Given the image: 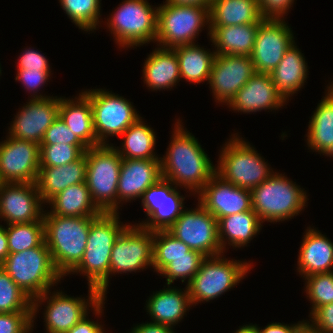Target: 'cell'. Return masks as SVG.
<instances>
[{"label": "cell", "mask_w": 333, "mask_h": 333, "mask_svg": "<svg viewBox=\"0 0 333 333\" xmlns=\"http://www.w3.org/2000/svg\"><path fill=\"white\" fill-rule=\"evenodd\" d=\"M176 120L166 155L160 157L161 177L196 195L215 174L216 166L197 138Z\"/></svg>", "instance_id": "1"}, {"label": "cell", "mask_w": 333, "mask_h": 333, "mask_svg": "<svg viewBox=\"0 0 333 333\" xmlns=\"http://www.w3.org/2000/svg\"><path fill=\"white\" fill-rule=\"evenodd\" d=\"M118 213L103 212L90 225L86 248L80 263L69 273L85 275L88 286L96 288L106 298L109 287L112 247L129 225L120 222Z\"/></svg>", "instance_id": "2"}, {"label": "cell", "mask_w": 333, "mask_h": 333, "mask_svg": "<svg viewBox=\"0 0 333 333\" xmlns=\"http://www.w3.org/2000/svg\"><path fill=\"white\" fill-rule=\"evenodd\" d=\"M96 218L43 216L45 243L51 252L54 266L62 277L69 275L80 263L90 225Z\"/></svg>", "instance_id": "3"}, {"label": "cell", "mask_w": 333, "mask_h": 333, "mask_svg": "<svg viewBox=\"0 0 333 333\" xmlns=\"http://www.w3.org/2000/svg\"><path fill=\"white\" fill-rule=\"evenodd\" d=\"M295 183L283 174L274 172L251 190L252 210L262 223L289 220L304 210L308 196L306 190Z\"/></svg>", "instance_id": "4"}, {"label": "cell", "mask_w": 333, "mask_h": 333, "mask_svg": "<svg viewBox=\"0 0 333 333\" xmlns=\"http://www.w3.org/2000/svg\"><path fill=\"white\" fill-rule=\"evenodd\" d=\"M88 289V299L70 297L58 290L51 293L50 289L34 298L32 300V328H34V320L39 312V307L45 302L47 303L43 317L47 333H67L88 315L89 307H91V312L93 310V314L99 318L104 310L105 298L96 288L88 286Z\"/></svg>", "instance_id": "5"}, {"label": "cell", "mask_w": 333, "mask_h": 333, "mask_svg": "<svg viewBox=\"0 0 333 333\" xmlns=\"http://www.w3.org/2000/svg\"><path fill=\"white\" fill-rule=\"evenodd\" d=\"M0 267L32 300L63 279L45 241L38 247L9 254Z\"/></svg>", "instance_id": "6"}, {"label": "cell", "mask_w": 333, "mask_h": 333, "mask_svg": "<svg viewBox=\"0 0 333 333\" xmlns=\"http://www.w3.org/2000/svg\"><path fill=\"white\" fill-rule=\"evenodd\" d=\"M236 134L221 147L215 173L237 187L252 190L274 171L249 142Z\"/></svg>", "instance_id": "7"}, {"label": "cell", "mask_w": 333, "mask_h": 333, "mask_svg": "<svg viewBox=\"0 0 333 333\" xmlns=\"http://www.w3.org/2000/svg\"><path fill=\"white\" fill-rule=\"evenodd\" d=\"M86 184L92 201L105 213H117V188L122 158L111 144L86 151Z\"/></svg>", "instance_id": "8"}, {"label": "cell", "mask_w": 333, "mask_h": 333, "mask_svg": "<svg viewBox=\"0 0 333 333\" xmlns=\"http://www.w3.org/2000/svg\"><path fill=\"white\" fill-rule=\"evenodd\" d=\"M157 12L158 7L154 8L147 0H124L105 24L119 47L136 48L155 43Z\"/></svg>", "instance_id": "9"}, {"label": "cell", "mask_w": 333, "mask_h": 333, "mask_svg": "<svg viewBox=\"0 0 333 333\" xmlns=\"http://www.w3.org/2000/svg\"><path fill=\"white\" fill-rule=\"evenodd\" d=\"M251 264L247 261L229 260L222 255L206 257L198 272L186 285L192 305L214 300L234 288L252 269Z\"/></svg>", "instance_id": "10"}, {"label": "cell", "mask_w": 333, "mask_h": 333, "mask_svg": "<svg viewBox=\"0 0 333 333\" xmlns=\"http://www.w3.org/2000/svg\"><path fill=\"white\" fill-rule=\"evenodd\" d=\"M206 25L209 30L208 8L163 2L158 6L155 42L165 49L194 44Z\"/></svg>", "instance_id": "11"}, {"label": "cell", "mask_w": 333, "mask_h": 333, "mask_svg": "<svg viewBox=\"0 0 333 333\" xmlns=\"http://www.w3.org/2000/svg\"><path fill=\"white\" fill-rule=\"evenodd\" d=\"M82 93L90 100L94 131L100 144H109L107 138L120 136L141 117L129 100L112 91L99 88Z\"/></svg>", "instance_id": "12"}, {"label": "cell", "mask_w": 333, "mask_h": 333, "mask_svg": "<svg viewBox=\"0 0 333 333\" xmlns=\"http://www.w3.org/2000/svg\"><path fill=\"white\" fill-rule=\"evenodd\" d=\"M167 231L205 257L224 254L218 237V221L199 202L195 209H184Z\"/></svg>", "instance_id": "13"}, {"label": "cell", "mask_w": 333, "mask_h": 333, "mask_svg": "<svg viewBox=\"0 0 333 333\" xmlns=\"http://www.w3.org/2000/svg\"><path fill=\"white\" fill-rule=\"evenodd\" d=\"M153 267V231L129 224L116 239L110 258V275Z\"/></svg>", "instance_id": "14"}, {"label": "cell", "mask_w": 333, "mask_h": 333, "mask_svg": "<svg viewBox=\"0 0 333 333\" xmlns=\"http://www.w3.org/2000/svg\"><path fill=\"white\" fill-rule=\"evenodd\" d=\"M171 181L159 179L141 196L147 219L135 225L150 231L168 230L184 210L185 197Z\"/></svg>", "instance_id": "15"}, {"label": "cell", "mask_w": 333, "mask_h": 333, "mask_svg": "<svg viewBox=\"0 0 333 333\" xmlns=\"http://www.w3.org/2000/svg\"><path fill=\"white\" fill-rule=\"evenodd\" d=\"M40 145L9 135L0 142V183H36Z\"/></svg>", "instance_id": "16"}, {"label": "cell", "mask_w": 333, "mask_h": 333, "mask_svg": "<svg viewBox=\"0 0 333 333\" xmlns=\"http://www.w3.org/2000/svg\"><path fill=\"white\" fill-rule=\"evenodd\" d=\"M294 42L293 32L284 19L264 18L251 54L256 73H271Z\"/></svg>", "instance_id": "17"}, {"label": "cell", "mask_w": 333, "mask_h": 333, "mask_svg": "<svg viewBox=\"0 0 333 333\" xmlns=\"http://www.w3.org/2000/svg\"><path fill=\"white\" fill-rule=\"evenodd\" d=\"M255 73L251 56L216 54L208 81L215 101L229 105Z\"/></svg>", "instance_id": "18"}, {"label": "cell", "mask_w": 333, "mask_h": 333, "mask_svg": "<svg viewBox=\"0 0 333 333\" xmlns=\"http://www.w3.org/2000/svg\"><path fill=\"white\" fill-rule=\"evenodd\" d=\"M44 204L36 183H0V218L7 225L43 221Z\"/></svg>", "instance_id": "19"}, {"label": "cell", "mask_w": 333, "mask_h": 333, "mask_svg": "<svg viewBox=\"0 0 333 333\" xmlns=\"http://www.w3.org/2000/svg\"><path fill=\"white\" fill-rule=\"evenodd\" d=\"M11 121L8 134L40 145L45 131L59 117L60 97L30 99Z\"/></svg>", "instance_id": "20"}, {"label": "cell", "mask_w": 333, "mask_h": 333, "mask_svg": "<svg viewBox=\"0 0 333 333\" xmlns=\"http://www.w3.org/2000/svg\"><path fill=\"white\" fill-rule=\"evenodd\" d=\"M198 202L217 221L225 216L252 210L251 190L235 186L216 173L198 193Z\"/></svg>", "instance_id": "21"}, {"label": "cell", "mask_w": 333, "mask_h": 333, "mask_svg": "<svg viewBox=\"0 0 333 333\" xmlns=\"http://www.w3.org/2000/svg\"><path fill=\"white\" fill-rule=\"evenodd\" d=\"M161 178L160 159H122L117 188V213L122 201L141 198Z\"/></svg>", "instance_id": "22"}, {"label": "cell", "mask_w": 333, "mask_h": 333, "mask_svg": "<svg viewBox=\"0 0 333 333\" xmlns=\"http://www.w3.org/2000/svg\"><path fill=\"white\" fill-rule=\"evenodd\" d=\"M287 101L278 92L270 73H255L237 92L228 108L233 111L255 113L261 110H278Z\"/></svg>", "instance_id": "23"}, {"label": "cell", "mask_w": 333, "mask_h": 333, "mask_svg": "<svg viewBox=\"0 0 333 333\" xmlns=\"http://www.w3.org/2000/svg\"><path fill=\"white\" fill-rule=\"evenodd\" d=\"M299 249L297 272L303 278L333 272V242L320 231L307 227Z\"/></svg>", "instance_id": "24"}, {"label": "cell", "mask_w": 333, "mask_h": 333, "mask_svg": "<svg viewBox=\"0 0 333 333\" xmlns=\"http://www.w3.org/2000/svg\"><path fill=\"white\" fill-rule=\"evenodd\" d=\"M167 286L153 293L145 307L153 323L174 327L184 318L192 303L187 286L184 291Z\"/></svg>", "instance_id": "25"}, {"label": "cell", "mask_w": 333, "mask_h": 333, "mask_svg": "<svg viewBox=\"0 0 333 333\" xmlns=\"http://www.w3.org/2000/svg\"><path fill=\"white\" fill-rule=\"evenodd\" d=\"M86 152L76 161L57 167H40L36 181L44 203L67 187L86 181Z\"/></svg>", "instance_id": "26"}, {"label": "cell", "mask_w": 333, "mask_h": 333, "mask_svg": "<svg viewBox=\"0 0 333 333\" xmlns=\"http://www.w3.org/2000/svg\"><path fill=\"white\" fill-rule=\"evenodd\" d=\"M333 82V81H332ZM329 84L325 96L317 105L309 120L308 148L320 155L333 158V83ZM328 91V92H327Z\"/></svg>", "instance_id": "27"}, {"label": "cell", "mask_w": 333, "mask_h": 333, "mask_svg": "<svg viewBox=\"0 0 333 333\" xmlns=\"http://www.w3.org/2000/svg\"><path fill=\"white\" fill-rule=\"evenodd\" d=\"M59 117L88 148L101 145L94 131L90 100L82 91L75 99L60 97Z\"/></svg>", "instance_id": "28"}, {"label": "cell", "mask_w": 333, "mask_h": 333, "mask_svg": "<svg viewBox=\"0 0 333 333\" xmlns=\"http://www.w3.org/2000/svg\"><path fill=\"white\" fill-rule=\"evenodd\" d=\"M143 78L153 91L176 87L181 80L176 52L159 46L155 48L144 62Z\"/></svg>", "instance_id": "29"}, {"label": "cell", "mask_w": 333, "mask_h": 333, "mask_svg": "<svg viewBox=\"0 0 333 333\" xmlns=\"http://www.w3.org/2000/svg\"><path fill=\"white\" fill-rule=\"evenodd\" d=\"M260 22L255 24L209 27L208 35L218 55L251 56L256 32Z\"/></svg>", "instance_id": "30"}, {"label": "cell", "mask_w": 333, "mask_h": 333, "mask_svg": "<svg viewBox=\"0 0 333 333\" xmlns=\"http://www.w3.org/2000/svg\"><path fill=\"white\" fill-rule=\"evenodd\" d=\"M307 67L304 55L294 42L270 73L276 89L286 101L304 86L308 77Z\"/></svg>", "instance_id": "31"}, {"label": "cell", "mask_w": 333, "mask_h": 333, "mask_svg": "<svg viewBox=\"0 0 333 333\" xmlns=\"http://www.w3.org/2000/svg\"><path fill=\"white\" fill-rule=\"evenodd\" d=\"M47 203L51 208L44 215L98 217L103 213L92 201L86 182L67 187Z\"/></svg>", "instance_id": "32"}, {"label": "cell", "mask_w": 333, "mask_h": 333, "mask_svg": "<svg viewBox=\"0 0 333 333\" xmlns=\"http://www.w3.org/2000/svg\"><path fill=\"white\" fill-rule=\"evenodd\" d=\"M261 228L262 221L253 210L220 218L218 220V237L222 251L226 250V244L233 248L247 246Z\"/></svg>", "instance_id": "33"}, {"label": "cell", "mask_w": 333, "mask_h": 333, "mask_svg": "<svg viewBox=\"0 0 333 333\" xmlns=\"http://www.w3.org/2000/svg\"><path fill=\"white\" fill-rule=\"evenodd\" d=\"M209 27L255 24L264 18L258 0H212Z\"/></svg>", "instance_id": "34"}, {"label": "cell", "mask_w": 333, "mask_h": 333, "mask_svg": "<svg viewBox=\"0 0 333 333\" xmlns=\"http://www.w3.org/2000/svg\"><path fill=\"white\" fill-rule=\"evenodd\" d=\"M205 49L196 43L173 48L177 54L181 79L194 84L209 81L216 53Z\"/></svg>", "instance_id": "35"}, {"label": "cell", "mask_w": 333, "mask_h": 333, "mask_svg": "<svg viewBox=\"0 0 333 333\" xmlns=\"http://www.w3.org/2000/svg\"><path fill=\"white\" fill-rule=\"evenodd\" d=\"M142 119L140 117L119 136L123 139L122 146L114 148L122 159H160L154 152L155 131Z\"/></svg>", "instance_id": "36"}, {"label": "cell", "mask_w": 333, "mask_h": 333, "mask_svg": "<svg viewBox=\"0 0 333 333\" xmlns=\"http://www.w3.org/2000/svg\"><path fill=\"white\" fill-rule=\"evenodd\" d=\"M205 257L200 252L191 250L181 240L174 237L167 230L153 232V268L157 274L170 262L172 258Z\"/></svg>", "instance_id": "37"}, {"label": "cell", "mask_w": 333, "mask_h": 333, "mask_svg": "<svg viewBox=\"0 0 333 333\" xmlns=\"http://www.w3.org/2000/svg\"><path fill=\"white\" fill-rule=\"evenodd\" d=\"M5 228L9 254L38 247L45 241L43 221L10 224Z\"/></svg>", "instance_id": "38"}, {"label": "cell", "mask_w": 333, "mask_h": 333, "mask_svg": "<svg viewBox=\"0 0 333 333\" xmlns=\"http://www.w3.org/2000/svg\"><path fill=\"white\" fill-rule=\"evenodd\" d=\"M59 3L79 29L90 32L99 28L101 0H59Z\"/></svg>", "instance_id": "39"}, {"label": "cell", "mask_w": 333, "mask_h": 333, "mask_svg": "<svg viewBox=\"0 0 333 333\" xmlns=\"http://www.w3.org/2000/svg\"><path fill=\"white\" fill-rule=\"evenodd\" d=\"M32 312V299L0 267V313Z\"/></svg>", "instance_id": "40"}, {"label": "cell", "mask_w": 333, "mask_h": 333, "mask_svg": "<svg viewBox=\"0 0 333 333\" xmlns=\"http://www.w3.org/2000/svg\"><path fill=\"white\" fill-rule=\"evenodd\" d=\"M306 297L311 301L310 316L321 306L333 303V272L305 277Z\"/></svg>", "instance_id": "41"}, {"label": "cell", "mask_w": 333, "mask_h": 333, "mask_svg": "<svg viewBox=\"0 0 333 333\" xmlns=\"http://www.w3.org/2000/svg\"><path fill=\"white\" fill-rule=\"evenodd\" d=\"M86 145H40V167H57L72 163L79 159L86 151Z\"/></svg>", "instance_id": "42"}, {"label": "cell", "mask_w": 333, "mask_h": 333, "mask_svg": "<svg viewBox=\"0 0 333 333\" xmlns=\"http://www.w3.org/2000/svg\"><path fill=\"white\" fill-rule=\"evenodd\" d=\"M206 257H179L172 258V262L167 264L159 274L166 277L167 285H171L175 280L181 279L183 283L187 279L188 284L198 272L201 262Z\"/></svg>", "instance_id": "43"}, {"label": "cell", "mask_w": 333, "mask_h": 333, "mask_svg": "<svg viewBox=\"0 0 333 333\" xmlns=\"http://www.w3.org/2000/svg\"><path fill=\"white\" fill-rule=\"evenodd\" d=\"M85 145L67 125L58 117L52 125L45 131L40 145L54 144Z\"/></svg>", "instance_id": "44"}, {"label": "cell", "mask_w": 333, "mask_h": 333, "mask_svg": "<svg viewBox=\"0 0 333 333\" xmlns=\"http://www.w3.org/2000/svg\"><path fill=\"white\" fill-rule=\"evenodd\" d=\"M32 328V312L0 313V333H27Z\"/></svg>", "instance_id": "45"}, {"label": "cell", "mask_w": 333, "mask_h": 333, "mask_svg": "<svg viewBox=\"0 0 333 333\" xmlns=\"http://www.w3.org/2000/svg\"><path fill=\"white\" fill-rule=\"evenodd\" d=\"M51 71H39V70H17L15 77L16 81L21 82L24 89H28L32 93L31 98H47L50 96L38 94V91L42 86L49 82ZM34 94V95H33Z\"/></svg>", "instance_id": "46"}, {"label": "cell", "mask_w": 333, "mask_h": 333, "mask_svg": "<svg viewBox=\"0 0 333 333\" xmlns=\"http://www.w3.org/2000/svg\"><path fill=\"white\" fill-rule=\"evenodd\" d=\"M17 70H39V71H50L51 67L48 60L39 51L34 48H25L17 60Z\"/></svg>", "instance_id": "47"}, {"label": "cell", "mask_w": 333, "mask_h": 333, "mask_svg": "<svg viewBox=\"0 0 333 333\" xmlns=\"http://www.w3.org/2000/svg\"><path fill=\"white\" fill-rule=\"evenodd\" d=\"M294 0H258L259 9L263 18L285 19Z\"/></svg>", "instance_id": "48"}, {"label": "cell", "mask_w": 333, "mask_h": 333, "mask_svg": "<svg viewBox=\"0 0 333 333\" xmlns=\"http://www.w3.org/2000/svg\"><path fill=\"white\" fill-rule=\"evenodd\" d=\"M310 317V322L316 328L333 333V303L319 307Z\"/></svg>", "instance_id": "49"}, {"label": "cell", "mask_w": 333, "mask_h": 333, "mask_svg": "<svg viewBox=\"0 0 333 333\" xmlns=\"http://www.w3.org/2000/svg\"><path fill=\"white\" fill-rule=\"evenodd\" d=\"M85 316L81 321L75 324L67 333H105L104 326Z\"/></svg>", "instance_id": "50"}, {"label": "cell", "mask_w": 333, "mask_h": 333, "mask_svg": "<svg viewBox=\"0 0 333 333\" xmlns=\"http://www.w3.org/2000/svg\"><path fill=\"white\" fill-rule=\"evenodd\" d=\"M173 327L167 325L156 324L153 322H145L137 324L131 330L133 333H175Z\"/></svg>", "instance_id": "51"}, {"label": "cell", "mask_w": 333, "mask_h": 333, "mask_svg": "<svg viewBox=\"0 0 333 333\" xmlns=\"http://www.w3.org/2000/svg\"><path fill=\"white\" fill-rule=\"evenodd\" d=\"M303 321H298L296 324H283V323H270L267 324L266 327L263 329L259 327L261 333H295L296 328L302 323Z\"/></svg>", "instance_id": "52"}, {"label": "cell", "mask_w": 333, "mask_h": 333, "mask_svg": "<svg viewBox=\"0 0 333 333\" xmlns=\"http://www.w3.org/2000/svg\"><path fill=\"white\" fill-rule=\"evenodd\" d=\"M9 255L8 239L6 228L3 225H0V265Z\"/></svg>", "instance_id": "53"}, {"label": "cell", "mask_w": 333, "mask_h": 333, "mask_svg": "<svg viewBox=\"0 0 333 333\" xmlns=\"http://www.w3.org/2000/svg\"><path fill=\"white\" fill-rule=\"evenodd\" d=\"M165 2L174 5L199 6V7L208 8L209 10L212 4V0H166Z\"/></svg>", "instance_id": "54"}, {"label": "cell", "mask_w": 333, "mask_h": 333, "mask_svg": "<svg viewBox=\"0 0 333 333\" xmlns=\"http://www.w3.org/2000/svg\"><path fill=\"white\" fill-rule=\"evenodd\" d=\"M295 333H325L323 330L316 328L308 320H303V322L296 328Z\"/></svg>", "instance_id": "55"}, {"label": "cell", "mask_w": 333, "mask_h": 333, "mask_svg": "<svg viewBox=\"0 0 333 333\" xmlns=\"http://www.w3.org/2000/svg\"><path fill=\"white\" fill-rule=\"evenodd\" d=\"M234 333H261L259 330V326L257 324H249V325H243L239 327V329L236 330Z\"/></svg>", "instance_id": "56"}]
</instances>
